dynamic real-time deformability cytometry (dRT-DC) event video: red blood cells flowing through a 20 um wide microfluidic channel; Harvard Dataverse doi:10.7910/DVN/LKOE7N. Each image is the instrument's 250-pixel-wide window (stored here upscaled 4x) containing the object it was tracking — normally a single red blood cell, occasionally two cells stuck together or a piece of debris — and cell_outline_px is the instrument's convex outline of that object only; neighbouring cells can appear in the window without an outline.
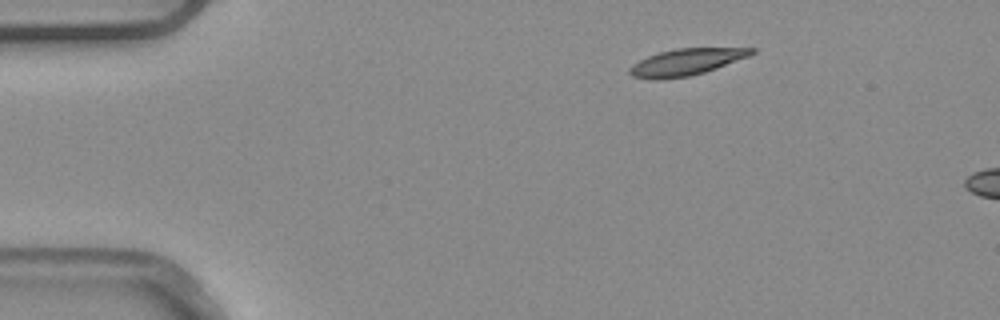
{"species": "common noctule bat (a hibernating species)", "species_latin": "Nyctalus noctula", "temperature_condition": "warm", "stored_images_in_passage": 2, "camera_frame_rate_fps": 3000, "um_per_image_px": 0.085, "animal": {"sex": "male", "body_mass_g": 20.4}, "frame": {"image": 1, "passage_image": 1, "time_ms": 0.0, "image_size_px": [1000, 320], "cell_outline_px": [[756, 52], [748, 56], [716, 68], [704, 72], [688, 76], [660, 80], [656, 80], [632, 76], [628, 72], [628, 68], [632, 64], [648, 56], [660, 52], [676, 48], [756, 48]], "centroid_in_image_um": [58.29, 5.27], "position_along_channel_um": 26.7, "area_um2": 18.79}}